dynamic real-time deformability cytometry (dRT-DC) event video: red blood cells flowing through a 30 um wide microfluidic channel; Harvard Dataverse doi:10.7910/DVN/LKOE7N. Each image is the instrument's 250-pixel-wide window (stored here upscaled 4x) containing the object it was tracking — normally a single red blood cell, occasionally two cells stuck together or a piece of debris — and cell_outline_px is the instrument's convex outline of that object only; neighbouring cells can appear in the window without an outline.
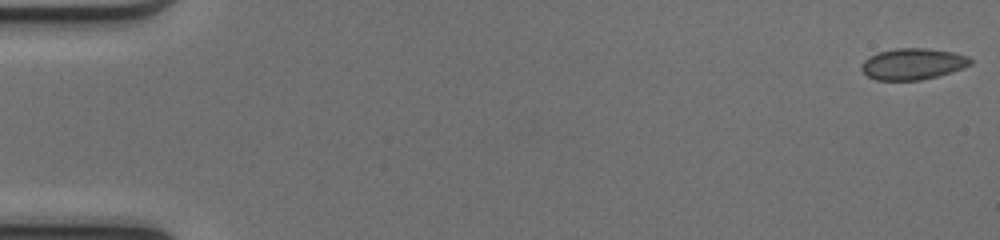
{"species": "common noctule bat (a hibernating species)", "species_latin": "Nyctalus noctula", "temperature_condition": "cold", "stored_images_in_passage": 50, "camera_frame_rate_fps": 3000, "um_per_image_px": 0.085, "animal": {"sex": "female", "body_mass_g": 17.0, "forearm_length_mm": 48.0}, "frame": {"image": 1, "passage_image": 1, "time_ms": 0.0, "image_size_px": [1000, 240], "cell_outline_px": [[972, 64], [964, 68], [952, 72], [920, 80], [876, 80], [868, 76], [860, 68], [860, 64], [868, 56], [876, 52], [896, 48], [928, 48], [956, 52], [968, 56], [972, 60]], "centroid_in_image_um": [77.59, 5.42], "position_along_channel_um": 7.4, "area_um2": 20.17}}
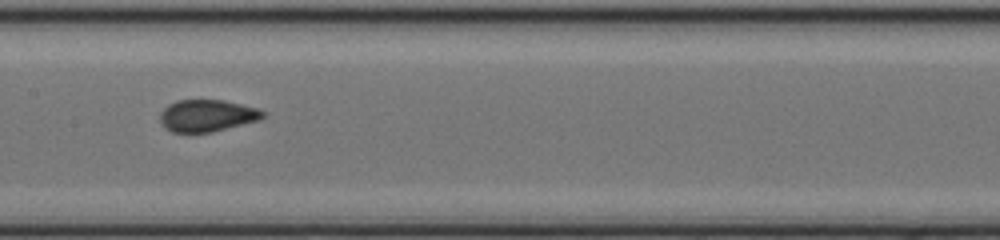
{"frame": {"image": 2, "passage_image": 26, "time_ms": 8.333, "image_size_px": [1000, 240], "cell_outline_px": [[268, 112], [260, 120], [212, 132], [172, 132], [164, 128], [160, 124], [160, 112], [168, 104], [176, 100], [224, 100], [260, 108]], "centroid_in_image_um": [17.62, 9.82], "position_along_channel_um": 189.8, "area_um2": 19.48}}
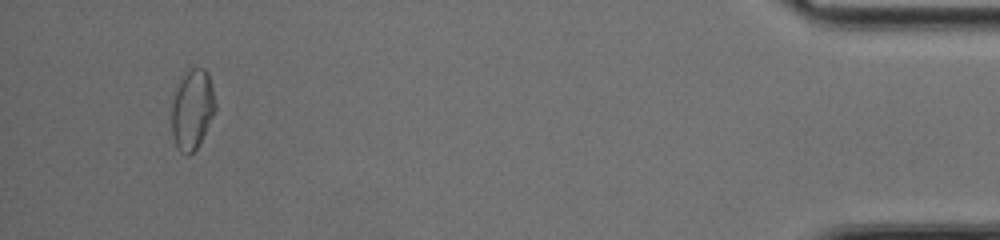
{"frame": {"image": 3, "passage_image": 48, "time_ms": 15.667, "image_size_px": [1000, 240], "cell_outline_px": [[216, 108], [200, 144], [188, 156], [180, 152], [176, 148], [172, 136], [172, 92], [184, 72], [192, 68], [204, 68], [208, 72], [216, 104]], "centroid_in_image_um": [16.31, 9.3], "position_along_channel_um": 418.9, "area_um2": 20.75}}